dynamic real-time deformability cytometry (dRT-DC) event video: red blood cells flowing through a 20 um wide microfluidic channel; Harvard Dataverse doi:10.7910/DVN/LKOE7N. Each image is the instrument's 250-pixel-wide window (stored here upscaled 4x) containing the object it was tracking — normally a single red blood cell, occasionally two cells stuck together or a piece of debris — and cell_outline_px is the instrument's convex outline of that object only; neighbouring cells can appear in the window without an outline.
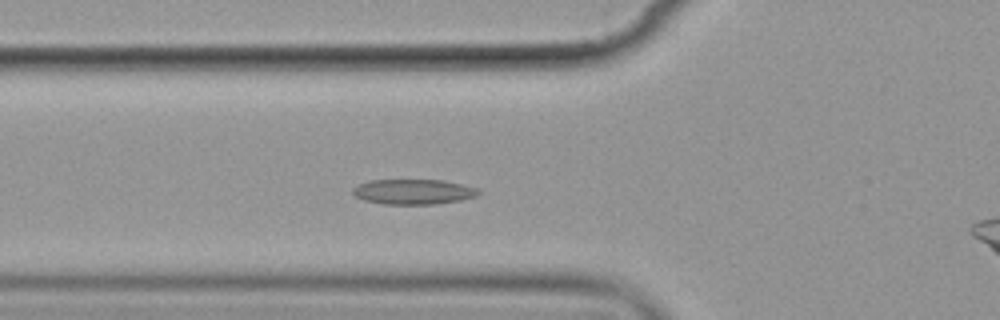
{"species": "common noctule bat (a hibernating species)", "species_latin": "Nyctalus noctula", "temperature_condition": "cold", "stored_images_in_passage": 5, "camera_frame_rate_fps": 3000, "um_per_image_px": 0.085, "animal": {"sex": "female", "body_mass_g": 19.9}, "frame": {"image": 1, "passage_image": 4, "time_ms": 3.333, "image_size_px": [1000, 320], "cell_outline_px": [[480, 192], [476, 196], [460, 200], [436, 204], [380, 204], [364, 200], [356, 196], [352, 192], [352, 188], [368, 180], [444, 180], [476, 188]], "centroid_in_image_um": [35.1, 16.3], "position_along_channel_um": 90.7, "area_um2": 18.32}}